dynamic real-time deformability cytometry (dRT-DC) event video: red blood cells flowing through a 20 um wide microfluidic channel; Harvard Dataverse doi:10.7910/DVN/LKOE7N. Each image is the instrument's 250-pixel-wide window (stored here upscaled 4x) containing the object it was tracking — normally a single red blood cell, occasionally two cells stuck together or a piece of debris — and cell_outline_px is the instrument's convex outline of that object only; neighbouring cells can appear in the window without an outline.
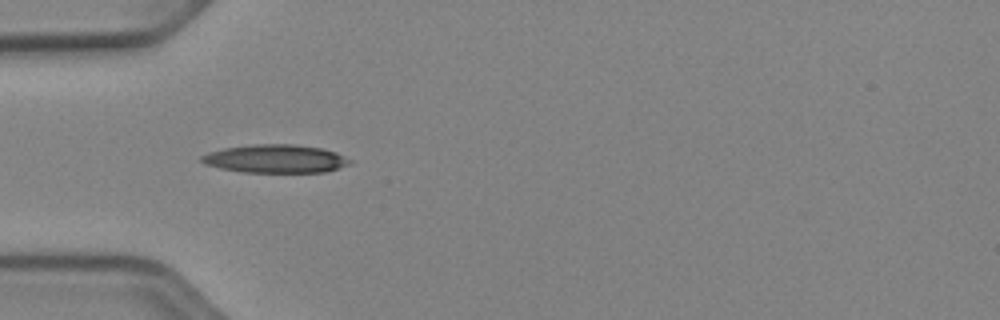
{"species": "Egyptian fruit bat (a non-hibernating species)", "species_latin": "Rousettus aegyptiacus", "temperature_condition": "cold", "stored_images_in_passage": 34, "camera_frame_rate_fps": 3000, "um_per_image_px": 0.085, "animal": {"sex": "female"}, "frame": {"image": 1, "passage_image": 1, "time_ms": 0.0, "image_size_px": [1000, 320], "cell_outline_px": [[352, 164], [324, 172], [244, 172], [220, 168], [204, 164], [200, 160], [200, 156], [208, 152], [224, 148], [252, 144], [296, 144], [320, 148], [336, 152], [352, 160]], "centroid_in_image_um": [23.41, 13.49], "position_along_channel_um": 61.6, "area_um2": 24.51}}
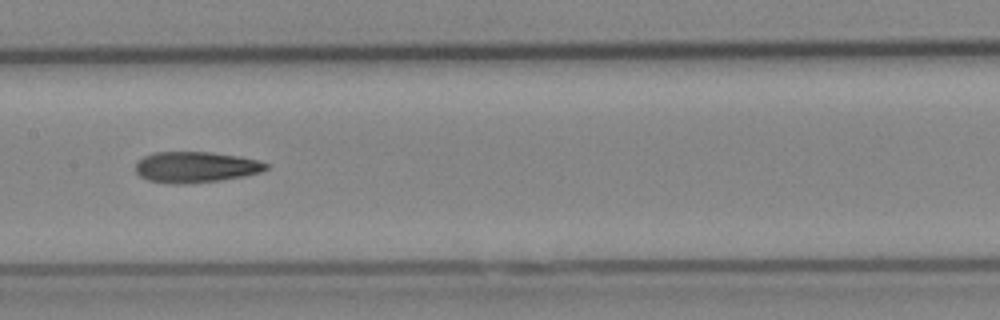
{"frame": {"image": 2, "passage_image": 11, "time_ms": 3.333, "image_size_px": [1000, 320], "cell_outline_px": [[268, 168], [260, 172], [220, 180], [184, 184], [176, 184], [148, 180], [140, 176], [136, 172], [136, 164], [144, 156], [152, 152], [212, 152], [240, 156], [260, 160], [268, 164]], "centroid_in_image_um": [16.64, 14.19], "position_along_channel_um": 190.8, "area_um2": 23.41}}
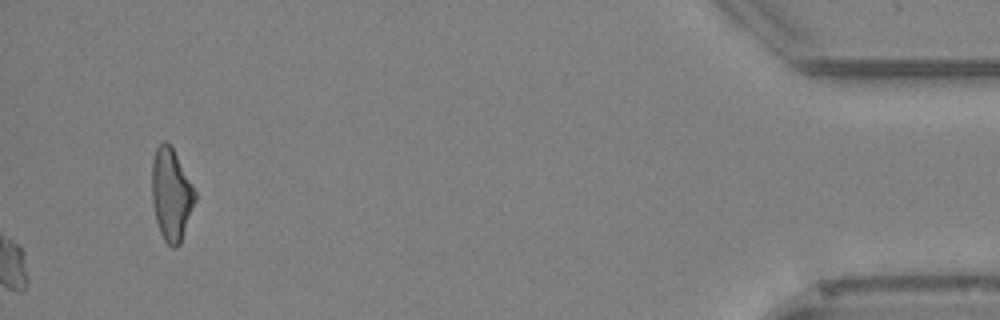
{"frame": {"image": 3, "passage_image": 34, "time_ms": 11.0, "image_size_px": [1000, 320], "cell_outline_px": [[196, 200], [180, 244], [176, 248], [172, 248], [164, 240], [160, 232], [156, 220], [152, 204], [152, 160], [156, 148], [164, 140], [172, 148], [192, 184], [196, 192]], "centroid_in_image_um": [14.55, 16.57], "position_along_channel_um": 420.7, "area_um2": 23.0}, "authors_computed_cell_mechanics": {"area_um2": 23.1489, "velocity_mm_per_s": 3.9749, "shape_relaxation_time_tau1_ms": null, "shape_relaxation_time_tau2_ms": 4.8224, "deformation_change_tau1": null, "deformation_change_tau2": 0.1592}}